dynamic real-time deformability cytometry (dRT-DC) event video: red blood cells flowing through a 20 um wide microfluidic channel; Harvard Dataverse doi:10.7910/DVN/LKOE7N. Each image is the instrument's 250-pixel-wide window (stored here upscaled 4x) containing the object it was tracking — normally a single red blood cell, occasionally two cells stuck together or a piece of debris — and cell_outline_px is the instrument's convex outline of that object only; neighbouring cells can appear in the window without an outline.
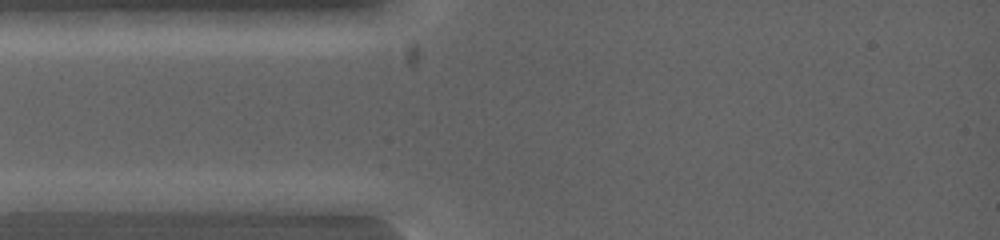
{"species": "common noctule bat (a hibernating species)", "species_latin": "Nyctalus noctula", "temperature_condition": "warm", "stored_images_in_passage": 3, "camera_frame_rate_fps": 5000, "um_per_image_px": 0.085, "animal": {"sex": "female", "body_mass_g": 19.0, "forearm_length_mm": 53.3}, "frame": {"image": 1, "passage_image": 2, "time_ms": 0.6, "image_size_px": [1000, 240], "cell_outline_px": [[120, 200], [100, 212], [16, 212], [12, 200], [20, 192], [48, 192]], "centroid_in_image_um": [5.04, 17.24], "position_along_channel_um": 80.0, "area_um2": 12.25}}